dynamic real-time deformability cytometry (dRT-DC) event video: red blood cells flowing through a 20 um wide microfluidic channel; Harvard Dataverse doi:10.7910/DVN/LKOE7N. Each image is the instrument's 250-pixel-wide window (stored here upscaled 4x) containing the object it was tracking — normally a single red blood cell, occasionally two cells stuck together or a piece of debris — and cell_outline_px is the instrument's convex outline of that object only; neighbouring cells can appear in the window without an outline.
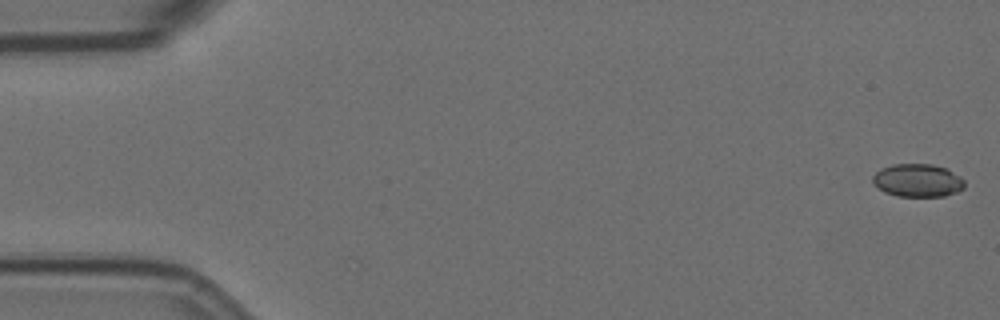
{"species": "Egyptian fruit bat (a non-hibernating species)", "species_latin": "Rousettus aegyptiacus", "temperature_condition": "room temperature", "stored_images_in_passage": 57, "camera_frame_rate_fps": 3000, "um_per_image_px": 0.085, "animal": {"sex": "female"}, "frame": {"image": 1, "passage_image": 1, "time_ms": 0.0, "image_size_px": [1000, 320], "cell_outline_px": [[964, 188], [956, 192], [944, 196], [896, 196], [884, 192], [876, 188], [872, 180], [872, 176], [880, 168], [892, 164], [932, 164], [948, 168], [960, 176], [964, 180]], "centroid_in_image_um": [77.98, 15.33], "position_along_channel_um": 7.0, "area_um2": 17.92}}
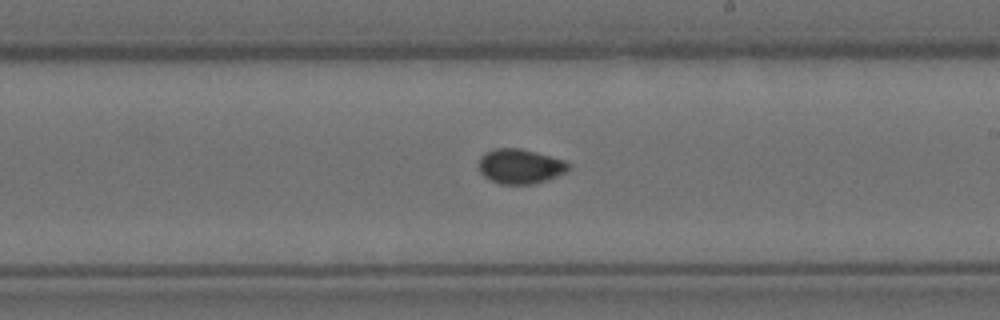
{"frame": {"image": 2, "passage_image": 33, "time_ms": 10.667, "image_size_px": [1000, 320], "cell_outline_px": [[568, 168], [564, 172], [548, 180], [532, 184], [500, 184], [484, 176], [480, 172], [480, 156], [484, 152], [496, 148], [520, 148], [536, 152], [564, 160], [568, 164]], "centroid_in_image_um": [44.19, 14.13], "position_along_channel_um": 244.8, "area_um2": 17.98}}
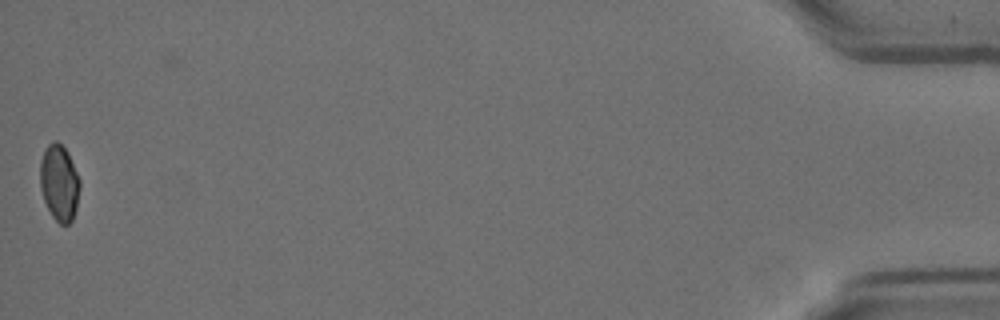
{"frame": {"image": 3, "passage_image": 57, "time_ms": 18.667, "image_size_px": [1000, 320], "cell_outline_px": [[80, 188], [76, 208], [72, 220], [68, 224], [60, 224], [52, 216], [44, 200], [40, 188], [40, 160], [44, 148], [52, 140], [56, 140], [68, 152], [80, 180]], "centroid_in_image_um": [5.03, 15.51], "position_along_channel_um": 430.2, "area_um2": 17.74}, "authors_computed_cell_mechanics": {"area_um2": 18.0336, "velocity_mm_per_s": 3.5563, "shape_relaxation_time_tau1_ms": null, "shape_relaxation_time_tau2_ms": 3.4118, "deformation_change_tau1": null, "deformation_change_tau2": 0.0446}}